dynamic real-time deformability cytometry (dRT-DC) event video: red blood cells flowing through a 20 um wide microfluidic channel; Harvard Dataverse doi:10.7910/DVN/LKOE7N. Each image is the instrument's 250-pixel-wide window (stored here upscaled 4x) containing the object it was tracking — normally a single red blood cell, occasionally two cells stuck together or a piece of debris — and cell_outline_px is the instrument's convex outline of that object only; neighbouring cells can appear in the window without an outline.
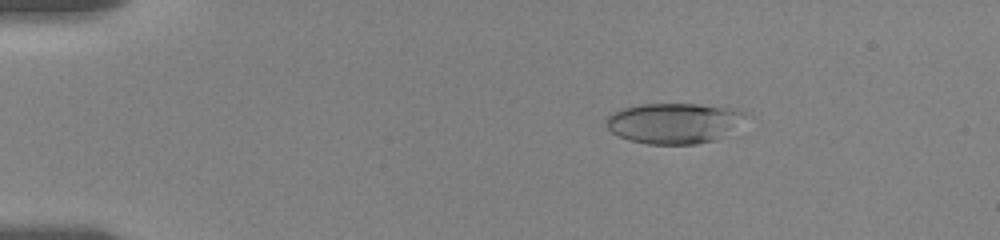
{"species": "human", "species_latin": "Homo sapiens", "temperature_condition": "room temperature", "stored_images_in_passage": 30, "camera_frame_rate_fps": 3000, "um_per_image_px": 0.085, "donor": {"sex": "female"}, "frame": {"image": 1, "passage_image": 4, "time_ms": 0.667, "image_size_px": [1000, 240], "cell_outline_px": [[744, 112], [716, 140], [696, 144], [648, 144], [628, 140], [612, 132], [608, 128], [604, 120], [612, 112], [620, 108], [640, 104], [696, 104], [728, 108]], "centroid_in_image_um": [57.07, 10.46], "position_along_channel_um": 27.9, "area_um2": 31.85}}
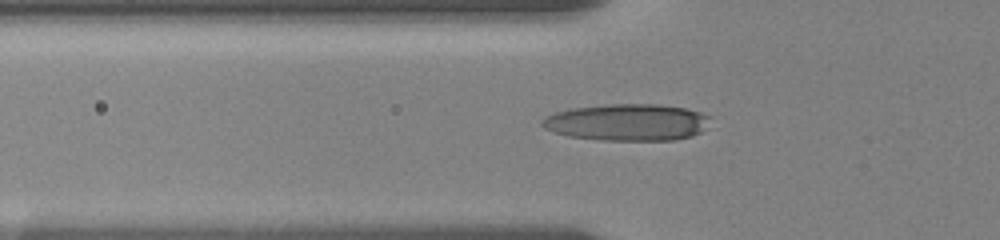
{"frame": {"image": 2, "passage_image": 23, "time_ms": 4.0, "image_size_px": [1000, 240], "cell_outline_px": [[712, 116], [700, 132], [692, 136], [676, 140], [604, 140], [568, 136], [552, 132], [544, 128], [540, 124], [540, 120], [544, 116], [556, 112], [572, 108], [608, 104], [660, 104], [684, 108], [700, 112]], "centroid_in_image_um": [53.28, 10.39], "position_along_channel_um": 72.5, "area_um2": 36.18}}
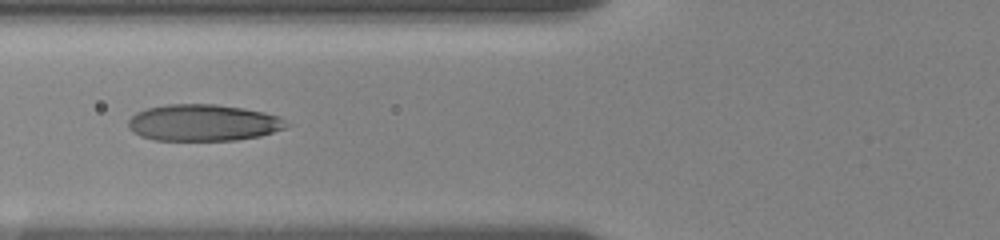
{"frame": {"image": 3, "passage_image": 29, "time_ms": 5.0, "image_size_px": [1000, 240], "cell_outline_px": [[292, 124], [288, 128], [260, 136], [236, 140], [152, 140], [140, 136], [132, 132], [128, 128], [128, 120], [136, 112], [148, 108], [168, 104], [216, 104], [244, 108], [264, 112], [280, 116]], "centroid_in_image_um": [17.31, 10.43], "position_along_channel_um": 108.5, "area_um2": 34.16}}